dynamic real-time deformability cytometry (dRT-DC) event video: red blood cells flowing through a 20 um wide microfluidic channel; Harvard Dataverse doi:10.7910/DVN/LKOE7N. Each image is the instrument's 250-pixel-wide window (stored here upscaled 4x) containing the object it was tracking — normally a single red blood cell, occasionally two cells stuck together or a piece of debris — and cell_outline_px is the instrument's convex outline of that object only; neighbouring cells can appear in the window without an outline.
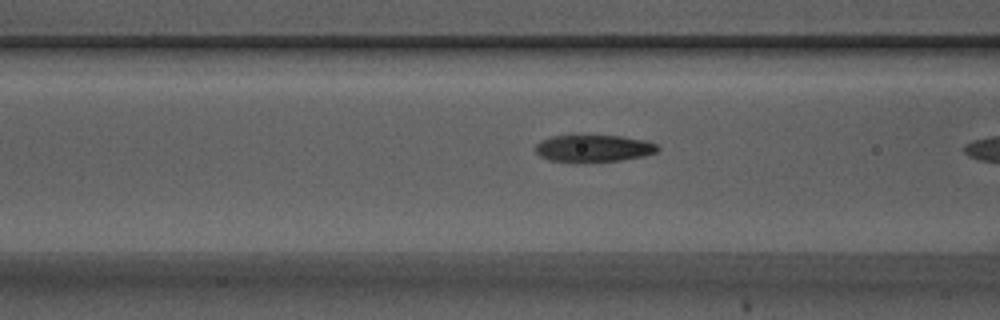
{"species": "Egyptian fruit bat (a non-hibernating species)", "species_latin": "Rousettus aegyptiacus", "temperature_condition": "warm", "stored_images_in_passage": 17, "camera_frame_rate_fps": 3000, "um_per_image_px": 0.085, "animal": {"sex": "male"}, "frame": {"image": 1, "passage_image": 16, "time_ms": 5.0, "image_size_px": [1000, 320], "cell_outline_px": [[660, 148], [656, 152], [644, 156], [620, 160], [584, 164], [572, 164], [548, 160], [540, 156], [536, 152], [536, 144], [540, 140], [552, 136], [572, 132], [620, 136], [644, 140], [656, 144]], "centroid_in_image_um": [50.36, 12.6], "position_along_channel_um": 116.2, "area_um2": 20.75}}